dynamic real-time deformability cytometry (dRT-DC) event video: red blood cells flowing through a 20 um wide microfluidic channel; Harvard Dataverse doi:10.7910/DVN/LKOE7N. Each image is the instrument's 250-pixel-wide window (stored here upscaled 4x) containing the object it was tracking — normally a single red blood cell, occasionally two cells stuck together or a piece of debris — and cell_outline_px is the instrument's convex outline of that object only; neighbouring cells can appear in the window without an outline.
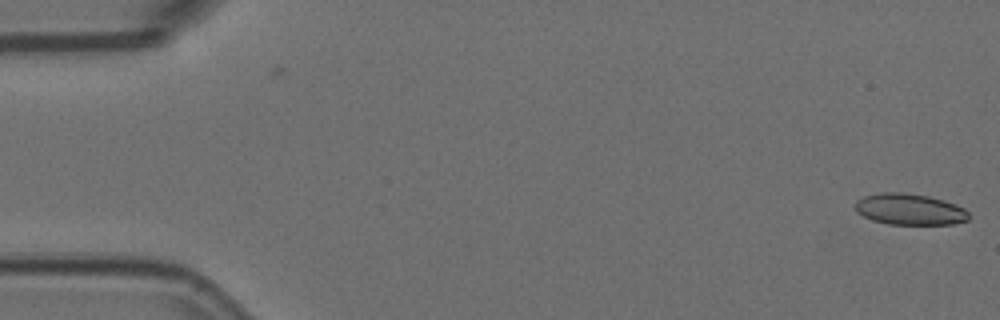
{"species": "Egyptian fruit bat (a non-hibernating species)", "species_latin": "Rousettus aegyptiacus", "temperature_condition": "room temperature", "stored_images_in_passage": 4, "camera_frame_rate_fps": 3000, "um_per_image_px": 0.085, "animal": {"sex": "female"}, "frame": {"image": 1, "passage_image": 1, "time_ms": 0.0, "image_size_px": [1000, 320], "cell_outline_px": [[968, 220], [952, 224], [888, 224], [872, 220], [856, 212], [856, 200], [864, 196], [880, 192], [900, 192], [928, 196], [944, 200], [956, 204], [964, 208], [968, 212]], "centroid_in_image_um": [77.31, 17.79], "position_along_channel_um": 7.7, "area_um2": 20.63}}